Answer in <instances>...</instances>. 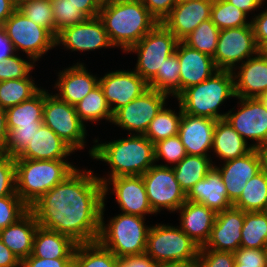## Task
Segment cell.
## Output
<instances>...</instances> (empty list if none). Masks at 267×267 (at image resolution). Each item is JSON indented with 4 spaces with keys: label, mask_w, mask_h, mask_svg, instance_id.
Masks as SVG:
<instances>
[{
    "label": "cell",
    "mask_w": 267,
    "mask_h": 267,
    "mask_svg": "<svg viewBox=\"0 0 267 267\" xmlns=\"http://www.w3.org/2000/svg\"><path fill=\"white\" fill-rule=\"evenodd\" d=\"M103 203L102 182L91 170L76 169L29 209L40 227L65 234L80 244L97 241Z\"/></svg>",
    "instance_id": "1"
},
{
    "label": "cell",
    "mask_w": 267,
    "mask_h": 267,
    "mask_svg": "<svg viewBox=\"0 0 267 267\" xmlns=\"http://www.w3.org/2000/svg\"><path fill=\"white\" fill-rule=\"evenodd\" d=\"M113 47L126 52L159 22L140 0H113L101 6L98 16Z\"/></svg>",
    "instance_id": "2"
},
{
    "label": "cell",
    "mask_w": 267,
    "mask_h": 267,
    "mask_svg": "<svg viewBox=\"0 0 267 267\" xmlns=\"http://www.w3.org/2000/svg\"><path fill=\"white\" fill-rule=\"evenodd\" d=\"M89 154L110 165L112 171L108 179L143 175L156 162L154 144L145 135H132L131 132L127 139L93 145Z\"/></svg>",
    "instance_id": "3"
},
{
    "label": "cell",
    "mask_w": 267,
    "mask_h": 267,
    "mask_svg": "<svg viewBox=\"0 0 267 267\" xmlns=\"http://www.w3.org/2000/svg\"><path fill=\"white\" fill-rule=\"evenodd\" d=\"M77 168L64 159H15L16 193L30 208L58 183L63 182Z\"/></svg>",
    "instance_id": "4"
},
{
    "label": "cell",
    "mask_w": 267,
    "mask_h": 267,
    "mask_svg": "<svg viewBox=\"0 0 267 267\" xmlns=\"http://www.w3.org/2000/svg\"><path fill=\"white\" fill-rule=\"evenodd\" d=\"M230 97H235L232 71L218 70L207 80L185 89L178 97L183 113L193 116L225 119L219 106Z\"/></svg>",
    "instance_id": "5"
},
{
    "label": "cell",
    "mask_w": 267,
    "mask_h": 267,
    "mask_svg": "<svg viewBox=\"0 0 267 267\" xmlns=\"http://www.w3.org/2000/svg\"><path fill=\"white\" fill-rule=\"evenodd\" d=\"M105 203L101 210L100 232L97 241L117 258L145 254L150 227L144 217L121 213L104 223ZM106 225V226H105Z\"/></svg>",
    "instance_id": "6"
},
{
    "label": "cell",
    "mask_w": 267,
    "mask_h": 267,
    "mask_svg": "<svg viewBox=\"0 0 267 267\" xmlns=\"http://www.w3.org/2000/svg\"><path fill=\"white\" fill-rule=\"evenodd\" d=\"M200 247L180 227L165 224L151 226L145 254L157 264L197 260Z\"/></svg>",
    "instance_id": "7"
},
{
    "label": "cell",
    "mask_w": 267,
    "mask_h": 267,
    "mask_svg": "<svg viewBox=\"0 0 267 267\" xmlns=\"http://www.w3.org/2000/svg\"><path fill=\"white\" fill-rule=\"evenodd\" d=\"M179 40L159 22L126 52L137 53L135 72L147 83L157 74L165 60L175 53Z\"/></svg>",
    "instance_id": "8"
},
{
    "label": "cell",
    "mask_w": 267,
    "mask_h": 267,
    "mask_svg": "<svg viewBox=\"0 0 267 267\" xmlns=\"http://www.w3.org/2000/svg\"><path fill=\"white\" fill-rule=\"evenodd\" d=\"M16 53L25 52L29 60L36 62L48 50L56 47L55 37L44 27L35 24L18 9L2 25Z\"/></svg>",
    "instance_id": "9"
},
{
    "label": "cell",
    "mask_w": 267,
    "mask_h": 267,
    "mask_svg": "<svg viewBox=\"0 0 267 267\" xmlns=\"http://www.w3.org/2000/svg\"><path fill=\"white\" fill-rule=\"evenodd\" d=\"M43 124L51 128L74 151L84 149L86 126L76 113V108L45 90Z\"/></svg>",
    "instance_id": "10"
},
{
    "label": "cell",
    "mask_w": 267,
    "mask_h": 267,
    "mask_svg": "<svg viewBox=\"0 0 267 267\" xmlns=\"http://www.w3.org/2000/svg\"><path fill=\"white\" fill-rule=\"evenodd\" d=\"M141 176L149 204L155 213L163 208L175 212L186 201V194L175 179L172 166L155 164Z\"/></svg>",
    "instance_id": "11"
},
{
    "label": "cell",
    "mask_w": 267,
    "mask_h": 267,
    "mask_svg": "<svg viewBox=\"0 0 267 267\" xmlns=\"http://www.w3.org/2000/svg\"><path fill=\"white\" fill-rule=\"evenodd\" d=\"M253 54H258V45L252 25L220 30L213 56L218 70L235 71L236 63H244Z\"/></svg>",
    "instance_id": "12"
},
{
    "label": "cell",
    "mask_w": 267,
    "mask_h": 267,
    "mask_svg": "<svg viewBox=\"0 0 267 267\" xmlns=\"http://www.w3.org/2000/svg\"><path fill=\"white\" fill-rule=\"evenodd\" d=\"M168 95L148 88L140 96L113 114L112 123L125 130L135 131L136 135H144L150 122L165 106Z\"/></svg>",
    "instance_id": "13"
},
{
    "label": "cell",
    "mask_w": 267,
    "mask_h": 267,
    "mask_svg": "<svg viewBox=\"0 0 267 267\" xmlns=\"http://www.w3.org/2000/svg\"><path fill=\"white\" fill-rule=\"evenodd\" d=\"M240 100V109L232 112L228 111L225 119L242 136L255 141L252 148L267 144V107L259 98H237Z\"/></svg>",
    "instance_id": "14"
},
{
    "label": "cell",
    "mask_w": 267,
    "mask_h": 267,
    "mask_svg": "<svg viewBox=\"0 0 267 267\" xmlns=\"http://www.w3.org/2000/svg\"><path fill=\"white\" fill-rule=\"evenodd\" d=\"M98 179L103 184L104 202L109 190L108 186L112 182V193H115L116 201L122 213L141 217L155 213L149 204L146 187L141 175L119 176L111 179L98 177Z\"/></svg>",
    "instance_id": "15"
},
{
    "label": "cell",
    "mask_w": 267,
    "mask_h": 267,
    "mask_svg": "<svg viewBox=\"0 0 267 267\" xmlns=\"http://www.w3.org/2000/svg\"><path fill=\"white\" fill-rule=\"evenodd\" d=\"M98 79L113 114L149 88L148 83L134 70H117Z\"/></svg>",
    "instance_id": "16"
},
{
    "label": "cell",
    "mask_w": 267,
    "mask_h": 267,
    "mask_svg": "<svg viewBox=\"0 0 267 267\" xmlns=\"http://www.w3.org/2000/svg\"><path fill=\"white\" fill-rule=\"evenodd\" d=\"M55 44L56 46L62 44L72 51H92L113 47L99 17L88 18L83 23L65 27L58 32Z\"/></svg>",
    "instance_id": "17"
},
{
    "label": "cell",
    "mask_w": 267,
    "mask_h": 267,
    "mask_svg": "<svg viewBox=\"0 0 267 267\" xmlns=\"http://www.w3.org/2000/svg\"><path fill=\"white\" fill-rule=\"evenodd\" d=\"M244 223V211L230 208L216 213L210 237L200 249L235 252L241 245V230Z\"/></svg>",
    "instance_id": "18"
},
{
    "label": "cell",
    "mask_w": 267,
    "mask_h": 267,
    "mask_svg": "<svg viewBox=\"0 0 267 267\" xmlns=\"http://www.w3.org/2000/svg\"><path fill=\"white\" fill-rule=\"evenodd\" d=\"M213 0H192L176 3L161 22L179 41H183L203 21L210 19Z\"/></svg>",
    "instance_id": "19"
},
{
    "label": "cell",
    "mask_w": 267,
    "mask_h": 267,
    "mask_svg": "<svg viewBox=\"0 0 267 267\" xmlns=\"http://www.w3.org/2000/svg\"><path fill=\"white\" fill-rule=\"evenodd\" d=\"M214 167L221 174L227 196L233 204L246 187V182L261 171V160L257 149L253 148L242 157L225 161L221 168Z\"/></svg>",
    "instance_id": "20"
},
{
    "label": "cell",
    "mask_w": 267,
    "mask_h": 267,
    "mask_svg": "<svg viewBox=\"0 0 267 267\" xmlns=\"http://www.w3.org/2000/svg\"><path fill=\"white\" fill-rule=\"evenodd\" d=\"M175 53L180 64V94L218 71L213 57L189 47L183 41L178 42Z\"/></svg>",
    "instance_id": "21"
},
{
    "label": "cell",
    "mask_w": 267,
    "mask_h": 267,
    "mask_svg": "<svg viewBox=\"0 0 267 267\" xmlns=\"http://www.w3.org/2000/svg\"><path fill=\"white\" fill-rule=\"evenodd\" d=\"M217 120L183 113L179 124L178 136L187 155L209 156Z\"/></svg>",
    "instance_id": "22"
},
{
    "label": "cell",
    "mask_w": 267,
    "mask_h": 267,
    "mask_svg": "<svg viewBox=\"0 0 267 267\" xmlns=\"http://www.w3.org/2000/svg\"><path fill=\"white\" fill-rule=\"evenodd\" d=\"M238 66L234 76L236 98H259L267 92V58L259 53Z\"/></svg>",
    "instance_id": "23"
},
{
    "label": "cell",
    "mask_w": 267,
    "mask_h": 267,
    "mask_svg": "<svg viewBox=\"0 0 267 267\" xmlns=\"http://www.w3.org/2000/svg\"><path fill=\"white\" fill-rule=\"evenodd\" d=\"M55 94L60 100L76 106L86 95H88L98 84V77L93 76L86 70L82 63H77L58 73Z\"/></svg>",
    "instance_id": "24"
},
{
    "label": "cell",
    "mask_w": 267,
    "mask_h": 267,
    "mask_svg": "<svg viewBox=\"0 0 267 267\" xmlns=\"http://www.w3.org/2000/svg\"><path fill=\"white\" fill-rule=\"evenodd\" d=\"M74 150L51 128L42 124L35 131L31 142L15 159L59 160L65 159Z\"/></svg>",
    "instance_id": "25"
},
{
    "label": "cell",
    "mask_w": 267,
    "mask_h": 267,
    "mask_svg": "<svg viewBox=\"0 0 267 267\" xmlns=\"http://www.w3.org/2000/svg\"><path fill=\"white\" fill-rule=\"evenodd\" d=\"M186 200L200 203L215 213L233 207L219 171L213 166L206 177L198 181L186 194Z\"/></svg>",
    "instance_id": "26"
},
{
    "label": "cell",
    "mask_w": 267,
    "mask_h": 267,
    "mask_svg": "<svg viewBox=\"0 0 267 267\" xmlns=\"http://www.w3.org/2000/svg\"><path fill=\"white\" fill-rule=\"evenodd\" d=\"M180 229L199 247H203L210 237L216 213L207 206L186 200L178 209Z\"/></svg>",
    "instance_id": "27"
},
{
    "label": "cell",
    "mask_w": 267,
    "mask_h": 267,
    "mask_svg": "<svg viewBox=\"0 0 267 267\" xmlns=\"http://www.w3.org/2000/svg\"><path fill=\"white\" fill-rule=\"evenodd\" d=\"M38 227L37 219L29 209L15 223L0 230V239L22 261L33 252Z\"/></svg>",
    "instance_id": "28"
},
{
    "label": "cell",
    "mask_w": 267,
    "mask_h": 267,
    "mask_svg": "<svg viewBox=\"0 0 267 267\" xmlns=\"http://www.w3.org/2000/svg\"><path fill=\"white\" fill-rule=\"evenodd\" d=\"M77 244L65 234L39 226L34 237L32 255L47 259L73 258Z\"/></svg>",
    "instance_id": "29"
},
{
    "label": "cell",
    "mask_w": 267,
    "mask_h": 267,
    "mask_svg": "<svg viewBox=\"0 0 267 267\" xmlns=\"http://www.w3.org/2000/svg\"><path fill=\"white\" fill-rule=\"evenodd\" d=\"M247 143L226 119L217 120L212 144L217 157L224 162L242 157L253 149Z\"/></svg>",
    "instance_id": "30"
},
{
    "label": "cell",
    "mask_w": 267,
    "mask_h": 267,
    "mask_svg": "<svg viewBox=\"0 0 267 267\" xmlns=\"http://www.w3.org/2000/svg\"><path fill=\"white\" fill-rule=\"evenodd\" d=\"M45 89H40L30 99L6 109L8 131L16 127L41 126L43 124V109Z\"/></svg>",
    "instance_id": "31"
},
{
    "label": "cell",
    "mask_w": 267,
    "mask_h": 267,
    "mask_svg": "<svg viewBox=\"0 0 267 267\" xmlns=\"http://www.w3.org/2000/svg\"><path fill=\"white\" fill-rule=\"evenodd\" d=\"M212 163L208 156L186 155L178 164L172 166L175 179L185 194L206 177L214 166Z\"/></svg>",
    "instance_id": "32"
},
{
    "label": "cell",
    "mask_w": 267,
    "mask_h": 267,
    "mask_svg": "<svg viewBox=\"0 0 267 267\" xmlns=\"http://www.w3.org/2000/svg\"><path fill=\"white\" fill-rule=\"evenodd\" d=\"M267 206V174L258 172L246 182L240 197L233 203V207L244 212L264 211Z\"/></svg>",
    "instance_id": "33"
},
{
    "label": "cell",
    "mask_w": 267,
    "mask_h": 267,
    "mask_svg": "<svg viewBox=\"0 0 267 267\" xmlns=\"http://www.w3.org/2000/svg\"><path fill=\"white\" fill-rule=\"evenodd\" d=\"M118 258L98 241L77 244L73 267H117Z\"/></svg>",
    "instance_id": "34"
},
{
    "label": "cell",
    "mask_w": 267,
    "mask_h": 267,
    "mask_svg": "<svg viewBox=\"0 0 267 267\" xmlns=\"http://www.w3.org/2000/svg\"><path fill=\"white\" fill-rule=\"evenodd\" d=\"M75 108L83 123L84 121L95 122L102 119L109 120L112 123L113 113L99 84Z\"/></svg>",
    "instance_id": "35"
},
{
    "label": "cell",
    "mask_w": 267,
    "mask_h": 267,
    "mask_svg": "<svg viewBox=\"0 0 267 267\" xmlns=\"http://www.w3.org/2000/svg\"><path fill=\"white\" fill-rule=\"evenodd\" d=\"M240 247L264 248L267 245V215L264 211L244 212Z\"/></svg>",
    "instance_id": "36"
},
{
    "label": "cell",
    "mask_w": 267,
    "mask_h": 267,
    "mask_svg": "<svg viewBox=\"0 0 267 267\" xmlns=\"http://www.w3.org/2000/svg\"><path fill=\"white\" fill-rule=\"evenodd\" d=\"M148 87L177 98L180 95V64L176 53L167 58Z\"/></svg>",
    "instance_id": "37"
},
{
    "label": "cell",
    "mask_w": 267,
    "mask_h": 267,
    "mask_svg": "<svg viewBox=\"0 0 267 267\" xmlns=\"http://www.w3.org/2000/svg\"><path fill=\"white\" fill-rule=\"evenodd\" d=\"M40 88L30 75L27 78L0 82V107L7 109L34 96Z\"/></svg>",
    "instance_id": "38"
},
{
    "label": "cell",
    "mask_w": 267,
    "mask_h": 267,
    "mask_svg": "<svg viewBox=\"0 0 267 267\" xmlns=\"http://www.w3.org/2000/svg\"><path fill=\"white\" fill-rule=\"evenodd\" d=\"M163 108L157 113L156 117L150 122L145 132V136L155 144L171 136H175L179 131V124L182 117V108L179 103V113L173 112L172 109Z\"/></svg>",
    "instance_id": "39"
},
{
    "label": "cell",
    "mask_w": 267,
    "mask_h": 267,
    "mask_svg": "<svg viewBox=\"0 0 267 267\" xmlns=\"http://www.w3.org/2000/svg\"><path fill=\"white\" fill-rule=\"evenodd\" d=\"M210 19L220 30L251 25L247 14L227 0H213Z\"/></svg>",
    "instance_id": "40"
},
{
    "label": "cell",
    "mask_w": 267,
    "mask_h": 267,
    "mask_svg": "<svg viewBox=\"0 0 267 267\" xmlns=\"http://www.w3.org/2000/svg\"><path fill=\"white\" fill-rule=\"evenodd\" d=\"M220 29L208 19L203 21L194 31H192L183 42L189 47L214 56Z\"/></svg>",
    "instance_id": "41"
},
{
    "label": "cell",
    "mask_w": 267,
    "mask_h": 267,
    "mask_svg": "<svg viewBox=\"0 0 267 267\" xmlns=\"http://www.w3.org/2000/svg\"><path fill=\"white\" fill-rule=\"evenodd\" d=\"M17 9L35 24L46 28L55 37V19L51 0H22Z\"/></svg>",
    "instance_id": "42"
},
{
    "label": "cell",
    "mask_w": 267,
    "mask_h": 267,
    "mask_svg": "<svg viewBox=\"0 0 267 267\" xmlns=\"http://www.w3.org/2000/svg\"><path fill=\"white\" fill-rule=\"evenodd\" d=\"M55 19V38L62 29L83 23L88 18L70 0H51Z\"/></svg>",
    "instance_id": "43"
},
{
    "label": "cell",
    "mask_w": 267,
    "mask_h": 267,
    "mask_svg": "<svg viewBox=\"0 0 267 267\" xmlns=\"http://www.w3.org/2000/svg\"><path fill=\"white\" fill-rule=\"evenodd\" d=\"M40 126L16 127L8 131V138L1 154L17 157L31 142Z\"/></svg>",
    "instance_id": "44"
},
{
    "label": "cell",
    "mask_w": 267,
    "mask_h": 267,
    "mask_svg": "<svg viewBox=\"0 0 267 267\" xmlns=\"http://www.w3.org/2000/svg\"><path fill=\"white\" fill-rule=\"evenodd\" d=\"M29 207L17 194L0 197V230L15 223Z\"/></svg>",
    "instance_id": "45"
},
{
    "label": "cell",
    "mask_w": 267,
    "mask_h": 267,
    "mask_svg": "<svg viewBox=\"0 0 267 267\" xmlns=\"http://www.w3.org/2000/svg\"><path fill=\"white\" fill-rule=\"evenodd\" d=\"M154 151L155 161H159L161 158L175 165L187 155L178 134L156 142L154 144Z\"/></svg>",
    "instance_id": "46"
},
{
    "label": "cell",
    "mask_w": 267,
    "mask_h": 267,
    "mask_svg": "<svg viewBox=\"0 0 267 267\" xmlns=\"http://www.w3.org/2000/svg\"><path fill=\"white\" fill-rule=\"evenodd\" d=\"M34 63L33 60L28 62L14 54L6 60L0 61V82L27 78L34 67Z\"/></svg>",
    "instance_id": "47"
},
{
    "label": "cell",
    "mask_w": 267,
    "mask_h": 267,
    "mask_svg": "<svg viewBox=\"0 0 267 267\" xmlns=\"http://www.w3.org/2000/svg\"><path fill=\"white\" fill-rule=\"evenodd\" d=\"M16 193L15 157L0 153V197Z\"/></svg>",
    "instance_id": "48"
},
{
    "label": "cell",
    "mask_w": 267,
    "mask_h": 267,
    "mask_svg": "<svg viewBox=\"0 0 267 267\" xmlns=\"http://www.w3.org/2000/svg\"><path fill=\"white\" fill-rule=\"evenodd\" d=\"M197 267H234L235 257L233 252L200 249L197 258Z\"/></svg>",
    "instance_id": "49"
},
{
    "label": "cell",
    "mask_w": 267,
    "mask_h": 267,
    "mask_svg": "<svg viewBox=\"0 0 267 267\" xmlns=\"http://www.w3.org/2000/svg\"><path fill=\"white\" fill-rule=\"evenodd\" d=\"M235 264L266 266L263 248L253 249L240 247L234 252Z\"/></svg>",
    "instance_id": "50"
},
{
    "label": "cell",
    "mask_w": 267,
    "mask_h": 267,
    "mask_svg": "<svg viewBox=\"0 0 267 267\" xmlns=\"http://www.w3.org/2000/svg\"><path fill=\"white\" fill-rule=\"evenodd\" d=\"M149 13L158 21L162 22L176 5V0H140Z\"/></svg>",
    "instance_id": "51"
},
{
    "label": "cell",
    "mask_w": 267,
    "mask_h": 267,
    "mask_svg": "<svg viewBox=\"0 0 267 267\" xmlns=\"http://www.w3.org/2000/svg\"><path fill=\"white\" fill-rule=\"evenodd\" d=\"M73 258H38L32 254L21 261V267H71Z\"/></svg>",
    "instance_id": "52"
},
{
    "label": "cell",
    "mask_w": 267,
    "mask_h": 267,
    "mask_svg": "<svg viewBox=\"0 0 267 267\" xmlns=\"http://www.w3.org/2000/svg\"><path fill=\"white\" fill-rule=\"evenodd\" d=\"M151 257L146 254L137 256L118 257L117 267H158Z\"/></svg>",
    "instance_id": "53"
},
{
    "label": "cell",
    "mask_w": 267,
    "mask_h": 267,
    "mask_svg": "<svg viewBox=\"0 0 267 267\" xmlns=\"http://www.w3.org/2000/svg\"><path fill=\"white\" fill-rule=\"evenodd\" d=\"M251 25L258 47L267 39V10L252 18Z\"/></svg>",
    "instance_id": "54"
},
{
    "label": "cell",
    "mask_w": 267,
    "mask_h": 267,
    "mask_svg": "<svg viewBox=\"0 0 267 267\" xmlns=\"http://www.w3.org/2000/svg\"><path fill=\"white\" fill-rule=\"evenodd\" d=\"M87 18L99 16L101 6L96 0H70Z\"/></svg>",
    "instance_id": "55"
},
{
    "label": "cell",
    "mask_w": 267,
    "mask_h": 267,
    "mask_svg": "<svg viewBox=\"0 0 267 267\" xmlns=\"http://www.w3.org/2000/svg\"><path fill=\"white\" fill-rule=\"evenodd\" d=\"M0 267H21L19 258L0 239Z\"/></svg>",
    "instance_id": "56"
},
{
    "label": "cell",
    "mask_w": 267,
    "mask_h": 267,
    "mask_svg": "<svg viewBox=\"0 0 267 267\" xmlns=\"http://www.w3.org/2000/svg\"><path fill=\"white\" fill-rule=\"evenodd\" d=\"M12 43L7 38L5 31L0 27V61L6 60L14 53Z\"/></svg>",
    "instance_id": "57"
},
{
    "label": "cell",
    "mask_w": 267,
    "mask_h": 267,
    "mask_svg": "<svg viewBox=\"0 0 267 267\" xmlns=\"http://www.w3.org/2000/svg\"><path fill=\"white\" fill-rule=\"evenodd\" d=\"M246 14L258 9L265 0H227Z\"/></svg>",
    "instance_id": "58"
},
{
    "label": "cell",
    "mask_w": 267,
    "mask_h": 267,
    "mask_svg": "<svg viewBox=\"0 0 267 267\" xmlns=\"http://www.w3.org/2000/svg\"><path fill=\"white\" fill-rule=\"evenodd\" d=\"M17 6L10 0H0V27L14 13Z\"/></svg>",
    "instance_id": "59"
},
{
    "label": "cell",
    "mask_w": 267,
    "mask_h": 267,
    "mask_svg": "<svg viewBox=\"0 0 267 267\" xmlns=\"http://www.w3.org/2000/svg\"><path fill=\"white\" fill-rule=\"evenodd\" d=\"M8 138L6 109L0 107V152L3 150Z\"/></svg>",
    "instance_id": "60"
},
{
    "label": "cell",
    "mask_w": 267,
    "mask_h": 267,
    "mask_svg": "<svg viewBox=\"0 0 267 267\" xmlns=\"http://www.w3.org/2000/svg\"><path fill=\"white\" fill-rule=\"evenodd\" d=\"M158 267H197L196 260L190 261H172L160 263Z\"/></svg>",
    "instance_id": "61"
},
{
    "label": "cell",
    "mask_w": 267,
    "mask_h": 267,
    "mask_svg": "<svg viewBox=\"0 0 267 267\" xmlns=\"http://www.w3.org/2000/svg\"><path fill=\"white\" fill-rule=\"evenodd\" d=\"M261 160V170L267 174V144L257 148Z\"/></svg>",
    "instance_id": "62"
},
{
    "label": "cell",
    "mask_w": 267,
    "mask_h": 267,
    "mask_svg": "<svg viewBox=\"0 0 267 267\" xmlns=\"http://www.w3.org/2000/svg\"><path fill=\"white\" fill-rule=\"evenodd\" d=\"M258 53L267 58V39L258 47Z\"/></svg>",
    "instance_id": "63"
},
{
    "label": "cell",
    "mask_w": 267,
    "mask_h": 267,
    "mask_svg": "<svg viewBox=\"0 0 267 267\" xmlns=\"http://www.w3.org/2000/svg\"><path fill=\"white\" fill-rule=\"evenodd\" d=\"M259 100L267 107V92L259 97Z\"/></svg>",
    "instance_id": "64"
},
{
    "label": "cell",
    "mask_w": 267,
    "mask_h": 267,
    "mask_svg": "<svg viewBox=\"0 0 267 267\" xmlns=\"http://www.w3.org/2000/svg\"><path fill=\"white\" fill-rule=\"evenodd\" d=\"M96 1L100 6H103V5L110 3L113 0H96Z\"/></svg>",
    "instance_id": "65"
},
{
    "label": "cell",
    "mask_w": 267,
    "mask_h": 267,
    "mask_svg": "<svg viewBox=\"0 0 267 267\" xmlns=\"http://www.w3.org/2000/svg\"><path fill=\"white\" fill-rule=\"evenodd\" d=\"M234 267H267V266H250V265H243V264H235Z\"/></svg>",
    "instance_id": "66"
},
{
    "label": "cell",
    "mask_w": 267,
    "mask_h": 267,
    "mask_svg": "<svg viewBox=\"0 0 267 267\" xmlns=\"http://www.w3.org/2000/svg\"><path fill=\"white\" fill-rule=\"evenodd\" d=\"M264 251V256H265V261H266V266H267V245L263 248Z\"/></svg>",
    "instance_id": "67"
},
{
    "label": "cell",
    "mask_w": 267,
    "mask_h": 267,
    "mask_svg": "<svg viewBox=\"0 0 267 267\" xmlns=\"http://www.w3.org/2000/svg\"><path fill=\"white\" fill-rule=\"evenodd\" d=\"M11 2H13L16 6H18L22 0H10Z\"/></svg>",
    "instance_id": "68"
},
{
    "label": "cell",
    "mask_w": 267,
    "mask_h": 267,
    "mask_svg": "<svg viewBox=\"0 0 267 267\" xmlns=\"http://www.w3.org/2000/svg\"><path fill=\"white\" fill-rule=\"evenodd\" d=\"M189 1H192V0H176V3H184V2H189Z\"/></svg>",
    "instance_id": "69"
}]
</instances>
